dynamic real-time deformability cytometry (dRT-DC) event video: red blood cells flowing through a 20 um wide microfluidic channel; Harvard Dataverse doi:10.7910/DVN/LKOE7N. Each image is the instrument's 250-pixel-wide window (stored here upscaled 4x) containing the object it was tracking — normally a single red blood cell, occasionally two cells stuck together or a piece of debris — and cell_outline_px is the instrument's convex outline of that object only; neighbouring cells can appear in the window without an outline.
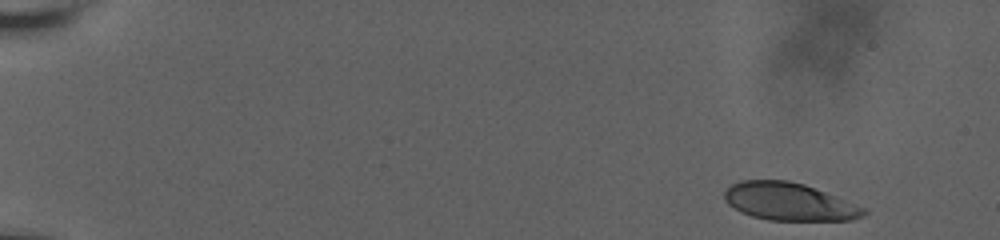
{"species": "human", "species_latin": "Homo sapiens", "temperature_condition": "room temperature", "stored_images_in_passage": 14, "camera_frame_rate_fps": 3000, "um_per_image_px": 0.085, "donor": {"sex": "male"}, "frame": {"image": 1, "passage_image": 1, "time_ms": 0.0, "image_size_px": [1000, 240], "cell_outline_px": [[868, 212], [864, 216], [852, 220], [768, 220], [752, 216], [740, 212], [728, 204], [724, 200], [724, 192], [732, 184], [744, 180], [788, 180], [804, 184], [864, 208]], "centroid_in_image_um": [67.04, 17.15], "position_along_channel_um": 18.0, "area_um2": 30.29}}
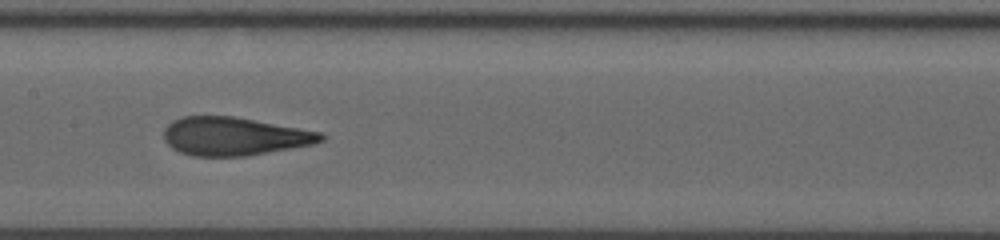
{"frame": {"image": 2, "passage_image": 11, "time_ms": 9.0, "image_size_px": [1000, 240], "cell_outline_px": [[324, 140], [312, 144], [292, 148], [244, 156], [192, 156], [180, 152], [172, 148], [164, 140], [164, 128], [172, 120], [184, 116], [236, 116], [320, 132], [324, 136]], "centroid_in_image_um": [19.87, 11.58], "position_along_channel_um": 187.5, "area_um2": 34.97}}
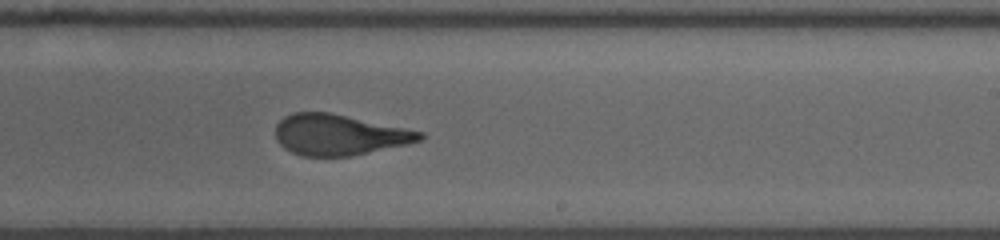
{"frame": {"image": 3, "passage_image": 14, "time_ms": 11.0, "image_size_px": [1000, 240], "cell_outline_px": [[424, 136], [420, 140], [408, 144], [352, 156], [304, 156], [292, 152], [284, 148], [276, 140], [276, 124], [284, 116], [292, 112], [328, 112], [424, 132]], "centroid_in_image_um": [28.8, 11.46], "position_along_channel_um": 260.2, "area_um2": 34.16}}